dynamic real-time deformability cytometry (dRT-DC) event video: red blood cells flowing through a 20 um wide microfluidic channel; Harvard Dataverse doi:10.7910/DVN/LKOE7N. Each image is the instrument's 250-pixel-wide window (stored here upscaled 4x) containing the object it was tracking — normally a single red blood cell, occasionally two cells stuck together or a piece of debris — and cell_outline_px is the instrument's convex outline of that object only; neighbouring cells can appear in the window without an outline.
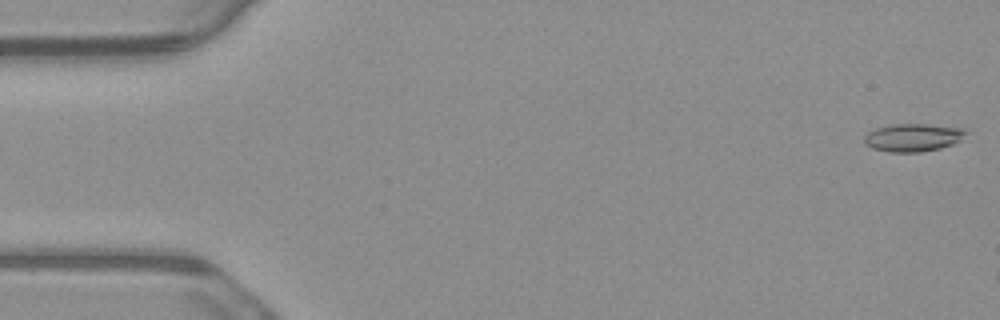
{"species": "common noctule bat (a hibernating species)", "species_latin": "Nyctalus noctula", "temperature_condition": "warm", "stored_images_in_passage": 4, "camera_frame_rate_fps": 3000, "um_per_image_px": 0.085, "animal": {"sex": "male", "body_mass_g": 23.1, "forearm_length_mm": 52.7}, "frame": {"image": 1, "passage_image": 1, "time_ms": 0.0, "image_size_px": [1000, 320], "cell_outline_px": [[968, 132], [960, 140], [952, 144], [940, 148], [920, 152], [888, 152], [872, 148], [864, 144], [864, 136], [868, 132], [876, 128], [892, 124], [928, 124], [968, 128]], "centroid_in_image_um": [77.62, 11.68], "position_along_channel_um": 7.4, "area_um2": 16.7}}